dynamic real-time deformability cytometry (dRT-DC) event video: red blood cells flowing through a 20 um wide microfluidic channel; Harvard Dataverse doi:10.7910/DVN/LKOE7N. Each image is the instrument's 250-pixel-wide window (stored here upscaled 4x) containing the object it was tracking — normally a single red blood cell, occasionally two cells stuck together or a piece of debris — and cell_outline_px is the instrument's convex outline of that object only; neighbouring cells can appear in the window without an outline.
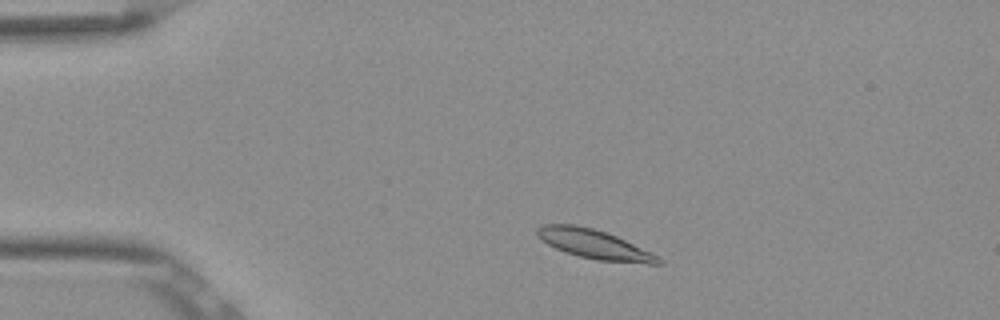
{"species": "Egyptian fruit bat (a non-hibernating species)", "species_latin": "Rousettus aegyptiacus", "temperature_condition": "room temperature", "stored_images_in_passage": 48, "camera_frame_rate_fps": 3000, "um_per_image_px": 0.085, "frame": {"image": 1, "passage_image": 6, "time_ms": 1.667, "image_size_px": [1000, 320], "cell_outline_px": [[664, 264], [648, 264], [596, 260], [564, 252], [540, 240], [536, 236], [536, 228], [544, 224], [576, 224], [592, 228], [616, 236], [660, 256], [664, 260]], "centroid_in_image_um": [50.53, 20.77], "position_along_channel_um": 34.5, "area_um2": 20.81}}
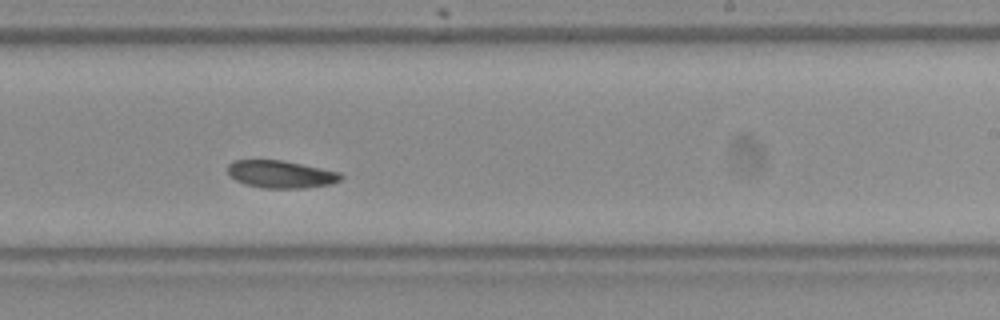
{"frame": {"image": 2, "passage_image": 28, "time_ms": 9.0, "image_size_px": [1000, 320], "cell_outline_px": [[344, 176], [340, 180], [332, 184], [304, 188], [264, 188], [244, 184], [236, 180], [228, 172], [228, 164], [232, 160], [280, 160], [340, 172]], "centroid_in_image_um": [23.87, 14.81], "position_along_channel_um": 265.1, "area_um2": 18.03}}
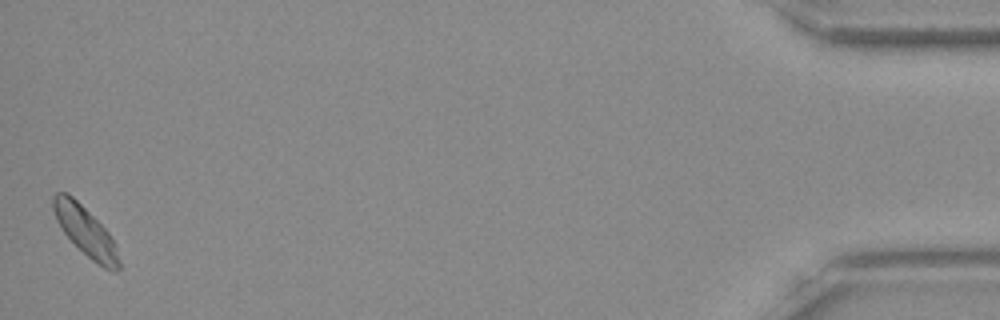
{"frame": {"image": 3, "passage_image": 48, "time_ms": 15.667, "image_size_px": [1000, 320], "cell_outline_px": [[120, 268], [116, 272], [104, 268], [96, 264], [64, 232], [56, 220], [52, 208], [52, 196], [56, 192], [68, 192], [108, 232], [116, 244], [120, 260]], "centroid_in_image_um": [7.28, 19.66], "position_along_channel_um": 427.9, "area_um2": 18.61}, "authors_computed_cell_mechanics": {"area_um2": 18.8428, "velocity_mm_per_s": 3.7909, "shape_relaxation_time_tau1_ms": 5.8105, "shape_relaxation_time_tau2_ms": 1.9077, "deformation_change_tau1": 0.1232, "deformation_change_tau2": 0.0451}}